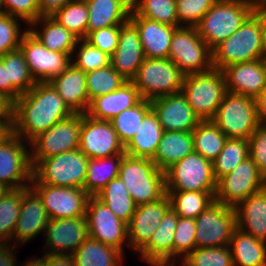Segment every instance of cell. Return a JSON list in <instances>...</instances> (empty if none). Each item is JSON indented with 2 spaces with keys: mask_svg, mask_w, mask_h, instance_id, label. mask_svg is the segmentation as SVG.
<instances>
[{
  "mask_svg": "<svg viewBox=\"0 0 266 266\" xmlns=\"http://www.w3.org/2000/svg\"><path fill=\"white\" fill-rule=\"evenodd\" d=\"M49 216L39 194L31 187H22V203L13 233L15 243L23 245L46 230Z\"/></svg>",
  "mask_w": 266,
  "mask_h": 266,
  "instance_id": "cell-22",
  "label": "cell"
},
{
  "mask_svg": "<svg viewBox=\"0 0 266 266\" xmlns=\"http://www.w3.org/2000/svg\"><path fill=\"white\" fill-rule=\"evenodd\" d=\"M0 94L8 100V82L6 68L3 66V62L0 60Z\"/></svg>",
  "mask_w": 266,
  "mask_h": 266,
  "instance_id": "cell-60",
  "label": "cell"
},
{
  "mask_svg": "<svg viewBox=\"0 0 266 266\" xmlns=\"http://www.w3.org/2000/svg\"><path fill=\"white\" fill-rule=\"evenodd\" d=\"M142 100L139 90L132 81L106 95L93 98L86 115L96 120L110 121L122 111L132 108Z\"/></svg>",
  "mask_w": 266,
  "mask_h": 266,
  "instance_id": "cell-26",
  "label": "cell"
},
{
  "mask_svg": "<svg viewBox=\"0 0 266 266\" xmlns=\"http://www.w3.org/2000/svg\"><path fill=\"white\" fill-rule=\"evenodd\" d=\"M125 154L107 158L88 159L84 190L89 196L97 193L111 180L118 177L119 166Z\"/></svg>",
  "mask_w": 266,
  "mask_h": 266,
  "instance_id": "cell-37",
  "label": "cell"
},
{
  "mask_svg": "<svg viewBox=\"0 0 266 266\" xmlns=\"http://www.w3.org/2000/svg\"><path fill=\"white\" fill-rule=\"evenodd\" d=\"M195 223L196 248L226 246L236 228L235 210L214 200L195 218Z\"/></svg>",
  "mask_w": 266,
  "mask_h": 266,
  "instance_id": "cell-12",
  "label": "cell"
},
{
  "mask_svg": "<svg viewBox=\"0 0 266 266\" xmlns=\"http://www.w3.org/2000/svg\"><path fill=\"white\" fill-rule=\"evenodd\" d=\"M266 187V179L253 160L248 157L231 173L217 181L215 200L235 208L251 194Z\"/></svg>",
  "mask_w": 266,
  "mask_h": 266,
  "instance_id": "cell-13",
  "label": "cell"
},
{
  "mask_svg": "<svg viewBox=\"0 0 266 266\" xmlns=\"http://www.w3.org/2000/svg\"><path fill=\"white\" fill-rule=\"evenodd\" d=\"M255 7L266 5V0H250Z\"/></svg>",
  "mask_w": 266,
  "mask_h": 266,
  "instance_id": "cell-64",
  "label": "cell"
},
{
  "mask_svg": "<svg viewBox=\"0 0 266 266\" xmlns=\"http://www.w3.org/2000/svg\"><path fill=\"white\" fill-rule=\"evenodd\" d=\"M229 247L234 266H266V241L236 227Z\"/></svg>",
  "mask_w": 266,
  "mask_h": 266,
  "instance_id": "cell-34",
  "label": "cell"
},
{
  "mask_svg": "<svg viewBox=\"0 0 266 266\" xmlns=\"http://www.w3.org/2000/svg\"><path fill=\"white\" fill-rule=\"evenodd\" d=\"M74 112L50 82H38L12 103V133L30 142Z\"/></svg>",
  "mask_w": 266,
  "mask_h": 266,
  "instance_id": "cell-1",
  "label": "cell"
},
{
  "mask_svg": "<svg viewBox=\"0 0 266 266\" xmlns=\"http://www.w3.org/2000/svg\"><path fill=\"white\" fill-rule=\"evenodd\" d=\"M11 243H0V266H18L16 260V249ZM15 250V251H14ZM15 252V253H13ZM14 254V255H13ZM17 264V265H16Z\"/></svg>",
  "mask_w": 266,
  "mask_h": 266,
  "instance_id": "cell-56",
  "label": "cell"
},
{
  "mask_svg": "<svg viewBox=\"0 0 266 266\" xmlns=\"http://www.w3.org/2000/svg\"><path fill=\"white\" fill-rule=\"evenodd\" d=\"M0 60L6 68L8 100L13 103L22 94L27 93L36 84V81L31 76L20 49L6 53Z\"/></svg>",
  "mask_w": 266,
  "mask_h": 266,
  "instance_id": "cell-35",
  "label": "cell"
},
{
  "mask_svg": "<svg viewBox=\"0 0 266 266\" xmlns=\"http://www.w3.org/2000/svg\"><path fill=\"white\" fill-rule=\"evenodd\" d=\"M12 103L0 94V122H11Z\"/></svg>",
  "mask_w": 266,
  "mask_h": 266,
  "instance_id": "cell-59",
  "label": "cell"
},
{
  "mask_svg": "<svg viewBox=\"0 0 266 266\" xmlns=\"http://www.w3.org/2000/svg\"><path fill=\"white\" fill-rule=\"evenodd\" d=\"M217 0H176L179 26H196Z\"/></svg>",
  "mask_w": 266,
  "mask_h": 266,
  "instance_id": "cell-51",
  "label": "cell"
},
{
  "mask_svg": "<svg viewBox=\"0 0 266 266\" xmlns=\"http://www.w3.org/2000/svg\"><path fill=\"white\" fill-rule=\"evenodd\" d=\"M262 21V27L264 32V49L266 54V5L255 7L254 11Z\"/></svg>",
  "mask_w": 266,
  "mask_h": 266,
  "instance_id": "cell-61",
  "label": "cell"
},
{
  "mask_svg": "<svg viewBox=\"0 0 266 266\" xmlns=\"http://www.w3.org/2000/svg\"><path fill=\"white\" fill-rule=\"evenodd\" d=\"M76 266H122L123 253L90 236L72 254Z\"/></svg>",
  "mask_w": 266,
  "mask_h": 266,
  "instance_id": "cell-36",
  "label": "cell"
},
{
  "mask_svg": "<svg viewBox=\"0 0 266 266\" xmlns=\"http://www.w3.org/2000/svg\"><path fill=\"white\" fill-rule=\"evenodd\" d=\"M45 266H76L73 255L45 254Z\"/></svg>",
  "mask_w": 266,
  "mask_h": 266,
  "instance_id": "cell-57",
  "label": "cell"
},
{
  "mask_svg": "<svg viewBox=\"0 0 266 266\" xmlns=\"http://www.w3.org/2000/svg\"><path fill=\"white\" fill-rule=\"evenodd\" d=\"M236 227L266 241V187L251 194L235 208Z\"/></svg>",
  "mask_w": 266,
  "mask_h": 266,
  "instance_id": "cell-28",
  "label": "cell"
},
{
  "mask_svg": "<svg viewBox=\"0 0 266 266\" xmlns=\"http://www.w3.org/2000/svg\"><path fill=\"white\" fill-rule=\"evenodd\" d=\"M5 12L27 25L40 18L38 0H4Z\"/></svg>",
  "mask_w": 266,
  "mask_h": 266,
  "instance_id": "cell-54",
  "label": "cell"
},
{
  "mask_svg": "<svg viewBox=\"0 0 266 266\" xmlns=\"http://www.w3.org/2000/svg\"><path fill=\"white\" fill-rule=\"evenodd\" d=\"M129 20L139 32L145 58H168L175 26L138 16L132 9Z\"/></svg>",
  "mask_w": 266,
  "mask_h": 266,
  "instance_id": "cell-25",
  "label": "cell"
},
{
  "mask_svg": "<svg viewBox=\"0 0 266 266\" xmlns=\"http://www.w3.org/2000/svg\"><path fill=\"white\" fill-rule=\"evenodd\" d=\"M151 108L164 131L188 132L201 122L182 92L151 100Z\"/></svg>",
  "mask_w": 266,
  "mask_h": 266,
  "instance_id": "cell-20",
  "label": "cell"
},
{
  "mask_svg": "<svg viewBox=\"0 0 266 266\" xmlns=\"http://www.w3.org/2000/svg\"><path fill=\"white\" fill-rule=\"evenodd\" d=\"M193 151L192 131H164L151 160L161 171L165 172Z\"/></svg>",
  "mask_w": 266,
  "mask_h": 266,
  "instance_id": "cell-32",
  "label": "cell"
},
{
  "mask_svg": "<svg viewBox=\"0 0 266 266\" xmlns=\"http://www.w3.org/2000/svg\"><path fill=\"white\" fill-rule=\"evenodd\" d=\"M21 266H45V254L43 258L42 257L38 259L36 257L34 259L31 258L30 261L23 263V265Z\"/></svg>",
  "mask_w": 266,
  "mask_h": 266,
  "instance_id": "cell-63",
  "label": "cell"
},
{
  "mask_svg": "<svg viewBox=\"0 0 266 266\" xmlns=\"http://www.w3.org/2000/svg\"><path fill=\"white\" fill-rule=\"evenodd\" d=\"M49 82L74 113H86L90 100L84 71L71 63L62 74Z\"/></svg>",
  "mask_w": 266,
  "mask_h": 266,
  "instance_id": "cell-27",
  "label": "cell"
},
{
  "mask_svg": "<svg viewBox=\"0 0 266 266\" xmlns=\"http://www.w3.org/2000/svg\"><path fill=\"white\" fill-rule=\"evenodd\" d=\"M82 116L83 113H74L52 125L30 142L28 146L32 151L30 153L33 168L43 159L79 149Z\"/></svg>",
  "mask_w": 266,
  "mask_h": 266,
  "instance_id": "cell-11",
  "label": "cell"
},
{
  "mask_svg": "<svg viewBox=\"0 0 266 266\" xmlns=\"http://www.w3.org/2000/svg\"><path fill=\"white\" fill-rule=\"evenodd\" d=\"M127 80L112 66L107 65L86 73V88L89 100L106 95L121 87Z\"/></svg>",
  "mask_w": 266,
  "mask_h": 266,
  "instance_id": "cell-46",
  "label": "cell"
},
{
  "mask_svg": "<svg viewBox=\"0 0 266 266\" xmlns=\"http://www.w3.org/2000/svg\"><path fill=\"white\" fill-rule=\"evenodd\" d=\"M222 72L228 92L255 98L266 87L265 59L231 64Z\"/></svg>",
  "mask_w": 266,
  "mask_h": 266,
  "instance_id": "cell-24",
  "label": "cell"
},
{
  "mask_svg": "<svg viewBox=\"0 0 266 266\" xmlns=\"http://www.w3.org/2000/svg\"><path fill=\"white\" fill-rule=\"evenodd\" d=\"M42 199L49 219L86 217L90 196L83 188L30 184Z\"/></svg>",
  "mask_w": 266,
  "mask_h": 266,
  "instance_id": "cell-16",
  "label": "cell"
},
{
  "mask_svg": "<svg viewBox=\"0 0 266 266\" xmlns=\"http://www.w3.org/2000/svg\"><path fill=\"white\" fill-rule=\"evenodd\" d=\"M249 157L266 179V125L260 124L248 138Z\"/></svg>",
  "mask_w": 266,
  "mask_h": 266,
  "instance_id": "cell-53",
  "label": "cell"
},
{
  "mask_svg": "<svg viewBox=\"0 0 266 266\" xmlns=\"http://www.w3.org/2000/svg\"><path fill=\"white\" fill-rule=\"evenodd\" d=\"M185 75L169 58H145L131 80L142 99L153 100L182 91Z\"/></svg>",
  "mask_w": 266,
  "mask_h": 266,
  "instance_id": "cell-8",
  "label": "cell"
},
{
  "mask_svg": "<svg viewBox=\"0 0 266 266\" xmlns=\"http://www.w3.org/2000/svg\"><path fill=\"white\" fill-rule=\"evenodd\" d=\"M171 208L181 218H196L211 202L216 192L166 191Z\"/></svg>",
  "mask_w": 266,
  "mask_h": 266,
  "instance_id": "cell-40",
  "label": "cell"
},
{
  "mask_svg": "<svg viewBox=\"0 0 266 266\" xmlns=\"http://www.w3.org/2000/svg\"><path fill=\"white\" fill-rule=\"evenodd\" d=\"M18 21L23 20L7 13L0 14V58L20 47L22 36L26 31L21 32Z\"/></svg>",
  "mask_w": 266,
  "mask_h": 266,
  "instance_id": "cell-50",
  "label": "cell"
},
{
  "mask_svg": "<svg viewBox=\"0 0 266 266\" xmlns=\"http://www.w3.org/2000/svg\"><path fill=\"white\" fill-rule=\"evenodd\" d=\"M12 133L11 122H0V142Z\"/></svg>",
  "mask_w": 266,
  "mask_h": 266,
  "instance_id": "cell-62",
  "label": "cell"
},
{
  "mask_svg": "<svg viewBox=\"0 0 266 266\" xmlns=\"http://www.w3.org/2000/svg\"><path fill=\"white\" fill-rule=\"evenodd\" d=\"M73 0H38L40 17L52 16L57 10Z\"/></svg>",
  "mask_w": 266,
  "mask_h": 266,
  "instance_id": "cell-55",
  "label": "cell"
},
{
  "mask_svg": "<svg viewBox=\"0 0 266 266\" xmlns=\"http://www.w3.org/2000/svg\"><path fill=\"white\" fill-rule=\"evenodd\" d=\"M79 150L90 159H101L125 154V147L119 140L110 121L96 120L82 116Z\"/></svg>",
  "mask_w": 266,
  "mask_h": 266,
  "instance_id": "cell-17",
  "label": "cell"
},
{
  "mask_svg": "<svg viewBox=\"0 0 266 266\" xmlns=\"http://www.w3.org/2000/svg\"><path fill=\"white\" fill-rule=\"evenodd\" d=\"M145 60L143 47L136 26L128 20L120 26L119 43L111 55V66L127 81L137 74Z\"/></svg>",
  "mask_w": 266,
  "mask_h": 266,
  "instance_id": "cell-23",
  "label": "cell"
},
{
  "mask_svg": "<svg viewBox=\"0 0 266 266\" xmlns=\"http://www.w3.org/2000/svg\"><path fill=\"white\" fill-rule=\"evenodd\" d=\"M88 9L87 34L129 20L131 0H85Z\"/></svg>",
  "mask_w": 266,
  "mask_h": 266,
  "instance_id": "cell-30",
  "label": "cell"
},
{
  "mask_svg": "<svg viewBox=\"0 0 266 266\" xmlns=\"http://www.w3.org/2000/svg\"><path fill=\"white\" fill-rule=\"evenodd\" d=\"M42 23V24H41ZM42 25V31L35 28L36 25ZM28 30L49 50L66 53L75 58L76 44L78 38L68 31L64 26L60 25L51 16H42L31 22ZM33 27V28H32ZM35 28V29H34ZM37 29V30H36Z\"/></svg>",
  "mask_w": 266,
  "mask_h": 266,
  "instance_id": "cell-31",
  "label": "cell"
},
{
  "mask_svg": "<svg viewBox=\"0 0 266 266\" xmlns=\"http://www.w3.org/2000/svg\"><path fill=\"white\" fill-rule=\"evenodd\" d=\"M249 157V143L246 139L227 138L218 157L212 161L216 181L231 173L242 161Z\"/></svg>",
  "mask_w": 266,
  "mask_h": 266,
  "instance_id": "cell-41",
  "label": "cell"
},
{
  "mask_svg": "<svg viewBox=\"0 0 266 266\" xmlns=\"http://www.w3.org/2000/svg\"><path fill=\"white\" fill-rule=\"evenodd\" d=\"M19 49L36 83L51 81L71 64L70 55L47 49L28 29L22 36Z\"/></svg>",
  "mask_w": 266,
  "mask_h": 266,
  "instance_id": "cell-15",
  "label": "cell"
},
{
  "mask_svg": "<svg viewBox=\"0 0 266 266\" xmlns=\"http://www.w3.org/2000/svg\"><path fill=\"white\" fill-rule=\"evenodd\" d=\"M168 58L185 76L213 69L212 50L199 36L195 26L176 27Z\"/></svg>",
  "mask_w": 266,
  "mask_h": 266,
  "instance_id": "cell-9",
  "label": "cell"
},
{
  "mask_svg": "<svg viewBox=\"0 0 266 266\" xmlns=\"http://www.w3.org/2000/svg\"><path fill=\"white\" fill-rule=\"evenodd\" d=\"M194 152L205 159L214 161L227 140V136L214 124L212 120L201 121L193 130Z\"/></svg>",
  "mask_w": 266,
  "mask_h": 266,
  "instance_id": "cell-39",
  "label": "cell"
},
{
  "mask_svg": "<svg viewBox=\"0 0 266 266\" xmlns=\"http://www.w3.org/2000/svg\"><path fill=\"white\" fill-rule=\"evenodd\" d=\"M45 234V254L72 255L89 237L88 221L86 217L50 219Z\"/></svg>",
  "mask_w": 266,
  "mask_h": 266,
  "instance_id": "cell-21",
  "label": "cell"
},
{
  "mask_svg": "<svg viewBox=\"0 0 266 266\" xmlns=\"http://www.w3.org/2000/svg\"><path fill=\"white\" fill-rule=\"evenodd\" d=\"M196 223L194 218H178L174 232L173 261L176 258L184 259L196 248ZM181 256V257H180Z\"/></svg>",
  "mask_w": 266,
  "mask_h": 266,
  "instance_id": "cell-49",
  "label": "cell"
},
{
  "mask_svg": "<svg viewBox=\"0 0 266 266\" xmlns=\"http://www.w3.org/2000/svg\"><path fill=\"white\" fill-rule=\"evenodd\" d=\"M265 57L262 21L255 12L230 37L212 49L213 68L219 70Z\"/></svg>",
  "mask_w": 266,
  "mask_h": 266,
  "instance_id": "cell-2",
  "label": "cell"
},
{
  "mask_svg": "<svg viewBox=\"0 0 266 266\" xmlns=\"http://www.w3.org/2000/svg\"><path fill=\"white\" fill-rule=\"evenodd\" d=\"M164 130L156 113L151 109L143 118L134 137L125 146V154L132 157L152 159Z\"/></svg>",
  "mask_w": 266,
  "mask_h": 266,
  "instance_id": "cell-33",
  "label": "cell"
},
{
  "mask_svg": "<svg viewBox=\"0 0 266 266\" xmlns=\"http://www.w3.org/2000/svg\"><path fill=\"white\" fill-rule=\"evenodd\" d=\"M179 216L170 208L164 215L150 241L138 252L147 263L173 261L174 232Z\"/></svg>",
  "mask_w": 266,
  "mask_h": 266,
  "instance_id": "cell-29",
  "label": "cell"
},
{
  "mask_svg": "<svg viewBox=\"0 0 266 266\" xmlns=\"http://www.w3.org/2000/svg\"><path fill=\"white\" fill-rule=\"evenodd\" d=\"M22 140L11 133L0 142V183L9 189L29 187L33 178L31 149Z\"/></svg>",
  "mask_w": 266,
  "mask_h": 266,
  "instance_id": "cell-14",
  "label": "cell"
},
{
  "mask_svg": "<svg viewBox=\"0 0 266 266\" xmlns=\"http://www.w3.org/2000/svg\"><path fill=\"white\" fill-rule=\"evenodd\" d=\"M166 191L216 192L212 161L192 152L165 171Z\"/></svg>",
  "mask_w": 266,
  "mask_h": 266,
  "instance_id": "cell-10",
  "label": "cell"
},
{
  "mask_svg": "<svg viewBox=\"0 0 266 266\" xmlns=\"http://www.w3.org/2000/svg\"><path fill=\"white\" fill-rule=\"evenodd\" d=\"M88 15L86 1L73 0L57 10L51 17L78 39H85Z\"/></svg>",
  "mask_w": 266,
  "mask_h": 266,
  "instance_id": "cell-43",
  "label": "cell"
},
{
  "mask_svg": "<svg viewBox=\"0 0 266 266\" xmlns=\"http://www.w3.org/2000/svg\"><path fill=\"white\" fill-rule=\"evenodd\" d=\"M80 46V47H79ZM76 60L71 59V63L85 73L110 65V58L107 53L91 45L85 39H79L76 44Z\"/></svg>",
  "mask_w": 266,
  "mask_h": 266,
  "instance_id": "cell-48",
  "label": "cell"
},
{
  "mask_svg": "<svg viewBox=\"0 0 266 266\" xmlns=\"http://www.w3.org/2000/svg\"><path fill=\"white\" fill-rule=\"evenodd\" d=\"M153 266H167L165 263H150Z\"/></svg>",
  "mask_w": 266,
  "mask_h": 266,
  "instance_id": "cell-68",
  "label": "cell"
},
{
  "mask_svg": "<svg viewBox=\"0 0 266 266\" xmlns=\"http://www.w3.org/2000/svg\"><path fill=\"white\" fill-rule=\"evenodd\" d=\"M118 177L136 206L156 201L166 194L165 172L148 158L125 154L119 166Z\"/></svg>",
  "mask_w": 266,
  "mask_h": 266,
  "instance_id": "cell-4",
  "label": "cell"
},
{
  "mask_svg": "<svg viewBox=\"0 0 266 266\" xmlns=\"http://www.w3.org/2000/svg\"><path fill=\"white\" fill-rule=\"evenodd\" d=\"M254 11L250 0L216 1L195 27L212 50L238 30Z\"/></svg>",
  "mask_w": 266,
  "mask_h": 266,
  "instance_id": "cell-3",
  "label": "cell"
},
{
  "mask_svg": "<svg viewBox=\"0 0 266 266\" xmlns=\"http://www.w3.org/2000/svg\"><path fill=\"white\" fill-rule=\"evenodd\" d=\"M88 157L79 149L41 160L30 184L84 188Z\"/></svg>",
  "mask_w": 266,
  "mask_h": 266,
  "instance_id": "cell-5",
  "label": "cell"
},
{
  "mask_svg": "<svg viewBox=\"0 0 266 266\" xmlns=\"http://www.w3.org/2000/svg\"><path fill=\"white\" fill-rule=\"evenodd\" d=\"M183 260L189 266H234L229 245L195 248Z\"/></svg>",
  "mask_w": 266,
  "mask_h": 266,
  "instance_id": "cell-47",
  "label": "cell"
},
{
  "mask_svg": "<svg viewBox=\"0 0 266 266\" xmlns=\"http://www.w3.org/2000/svg\"><path fill=\"white\" fill-rule=\"evenodd\" d=\"M95 197L106 204L120 220L127 224L135 213L136 205L119 177L107 183Z\"/></svg>",
  "mask_w": 266,
  "mask_h": 266,
  "instance_id": "cell-38",
  "label": "cell"
},
{
  "mask_svg": "<svg viewBox=\"0 0 266 266\" xmlns=\"http://www.w3.org/2000/svg\"><path fill=\"white\" fill-rule=\"evenodd\" d=\"M151 101L142 99L137 105L126 109L110 120L124 147L134 137L144 116L151 110Z\"/></svg>",
  "mask_w": 266,
  "mask_h": 266,
  "instance_id": "cell-42",
  "label": "cell"
},
{
  "mask_svg": "<svg viewBox=\"0 0 266 266\" xmlns=\"http://www.w3.org/2000/svg\"><path fill=\"white\" fill-rule=\"evenodd\" d=\"M86 219L89 236L120 250L123 254L124 244H128L127 223L120 220L102 201L90 196L87 204Z\"/></svg>",
  "mask_w": 266,
  "mask_h": 266,
  "instance_id": "cell-18",
  "label": "cell"
},
{
  "mask_svg": "<svg viewBox=\"0 0 266 266\" xmlns=\"http://www.w3.org/2000/svg\"><path fill=\"white\" fill-rule=\"evenodd\" d=\"M9 188L4 184L0 183V197L3 196L6 192H8Z\"/></svg>",
  "mask_w": 266,
  "mask_h": 266,
  "instance_id": "cell-65",
  "label": "cell"
},
{
  "mask_svg": "<svg viewBox=\"0 0 266 266\" xmlns=\"http://www.w3.org/2000/svg\"><path fill=\"white\" fill-rule=\"evenodd\" d=\"M212 121L227 138L248 140L260 125L255 98L227 91Z\"/></svg>",
  "mask_w": 266,
  "mask_h": 266,
  "instance_id": "cell-7",
  "label": "cell"
},
{
  "mask_svg": "<svg viewBox=\"0 0 266 266\" xmlns=\"http://www.w3.org/2000/svg\"><path fill=\"white\" fill-rule=\"evenodd\" d=\"M4 8H5L4 0H0V14L6 13Z\"/></svg>",
  "mask_w": 266,
  "mask_h": 266,
  "instance_id": "cell-67",
  "label": "cell"
},
{
  "mask_svg": "<svg viewBox=\"0 0 266 266\" xmlns=\"http://www.w3.org/2000/svg\"><path fill=\"white\" fill-rule=\"evenodd\" d=\"M260 124L266 125V87L255 97Z\"/></svg>",
  "mask_w": 266,
  "mask_h": 266,
  "instance_id": "cell-58",
  "label": "cell"
},
{
  "mask_svg": "<svg viewBox=\"0 0 266 266\" xmlns=\"http://www.w3.org/2000/svg\"><path fill=\"white\" fill-rule=\"evenodd\" d=\"M22 203V188L9 189L0 197V243L13 239Z\"/></svg>",
  "mask_w": 266,
  "mask_h": 266,
  "instance_id": "cell-45",
  "label": "cell"
},
{
  "mask_svg": "<svg viewBox=\"0 0 266 266\" xmlns=\"http://www.w3.org/2000/svg\"><path fill=\"white\" fill-rule=\"evenodd\" d=\"M181 261H182V265L183 266H189L183 259H180ZM171 262V263H170ZM175 263H177V262H175V260L174 261H169V262H166L165 264L167 265V266H175L176 264Z\"/></svg>",
  "mask_w": 266,
  "mask_h": 266,
  "instance_id": "cell-66",
  "label": "cell"
},
{
  "mask_svg": "<svg viewBox=\"0 0 266 266\" xmlns=\"http://www.w3.org/2000/svg\"><path fill=\"white\" fill-rule=\"evenodd\" d=\"M171 208L167 193L156 201L136 206L135 213L127 224L128 245L139 252L157 231V227Z\"/></svg>",
  "mask_w": 266,
  "mask_h": 266,
  "instance_id": "cell-19",
  "label": "cell"
},
{
  "mask_svg": "<svg viewBox=\"0 0 266 266\" xmlns=\"http://www.w3.org/2000/svg\"><path fill=\"white\" fill-rule=\"evenodd\" d=\"M131 7L138 16L178 27L176 0H131Z\"/></svg>",
  "mask_w": 266,
  "mask_h": 266,
  "instance_id": "cell-44",
  "label": "cell"
},
{
  "mask_svg": "<svg viewBox=\"0 0 266 266\" xmlns=\"http://www.w3.org/2000/svg\"><path fill=\"white\" fill-rule=\"evenodd\" d=\"M181 92L201 121L212 120L227 92L222 70L186 75Z\"/></svg>",
  "mask_w": 266,
  "mask_h": 266,
  "instance_id": "cell-6",
  "label": "cell"
},
{
  "mask_svg": "<svg viewBox=\"0 0 266 266\" xmlns=\"http://www.w3.org/2000/svg\"><path fill=\"white\" fill-rule=\"evenodd\" d=\"M120 26L121 25H113L89 32L85 40L111 56L119 43Z\"/></svg>",
  "mask_w": 266,
  "mask_h": 266,
  "instance_id": "cell-52",
  "label": "cell"
}]
</instances>
